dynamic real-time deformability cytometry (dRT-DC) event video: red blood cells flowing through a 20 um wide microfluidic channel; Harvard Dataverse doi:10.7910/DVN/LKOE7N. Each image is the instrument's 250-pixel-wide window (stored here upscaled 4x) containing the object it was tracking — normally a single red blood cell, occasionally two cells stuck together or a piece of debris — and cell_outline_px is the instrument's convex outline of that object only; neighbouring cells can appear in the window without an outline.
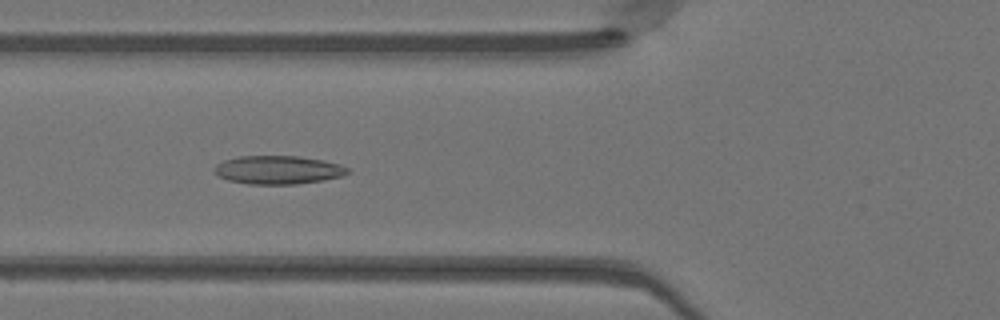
{"species": "Egyptian fruit bat (a non-hibernating species)", "species_latin": "Rousettus aegyptiacus", "temperature_condition": "warm", "stored_images_in_passage": 22, "camera_frame_rate_fps": 3000, "um_per_image_px": 0.085, "animal": {"sex": "female"}, "frame": {"image": 1, "passage_image": 5, "time_ms": 1.333, "image_size_px": [1000, 320], "cell_outline_px": [[348, 172], [340, 176], [324, 180], [296, 184], [248, 184], [228, 180], [212, 172], [212, 168], [216, 164], [224, 160], [240, 156], [296, 156], [324, 160], [340, 164], [348, 168]], "centroid_in_image_um": [23.59, 14.44], "position_along_channel_um": 102.2, "area_um2": 22.08}}
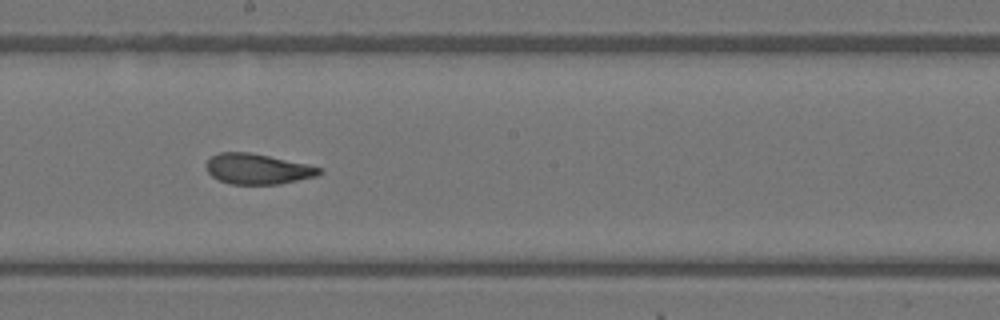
{"frame": {"image": 2, "passage_image": 14, "time_ms": 4.333, "image_size_px": [1000, 320], "cell_outline_px": [[324, 172], [316, 176], [280, 184], [232, 184], [220, 180], [212, 176], [208, 172], [204, 164], [212, 156], [220, 152], [248, 152], [308, 164], [320, 168]], "centroid_in_image_um": [21.89, 14.36], "position_along_channel_um": 226.3, "area_um2": 19.94}}
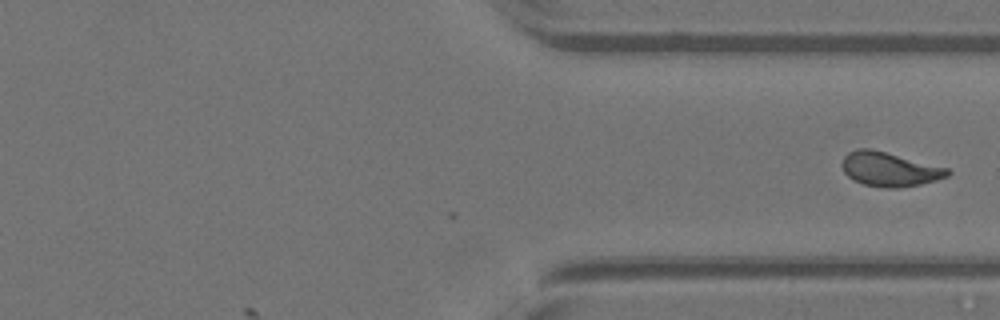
{"frame": {"image": 3, "passage_image": 22, "time_ms": 7.0, "image_size_px": [1000, 320], "cell_outline_px": [[952, 172], [948, 176], [936, 180], [920, 184], [900, 188], [888, 188], [864, 184], [852, 180], [844, 172], [840, 164], [844, 156], [848, 152], [856, 148], [872, 148], [948, 168]], "centroid_in_image_um": [75.58, 14.37], "position_along_channel_um": 335.8, "area_um2": 21.21}}